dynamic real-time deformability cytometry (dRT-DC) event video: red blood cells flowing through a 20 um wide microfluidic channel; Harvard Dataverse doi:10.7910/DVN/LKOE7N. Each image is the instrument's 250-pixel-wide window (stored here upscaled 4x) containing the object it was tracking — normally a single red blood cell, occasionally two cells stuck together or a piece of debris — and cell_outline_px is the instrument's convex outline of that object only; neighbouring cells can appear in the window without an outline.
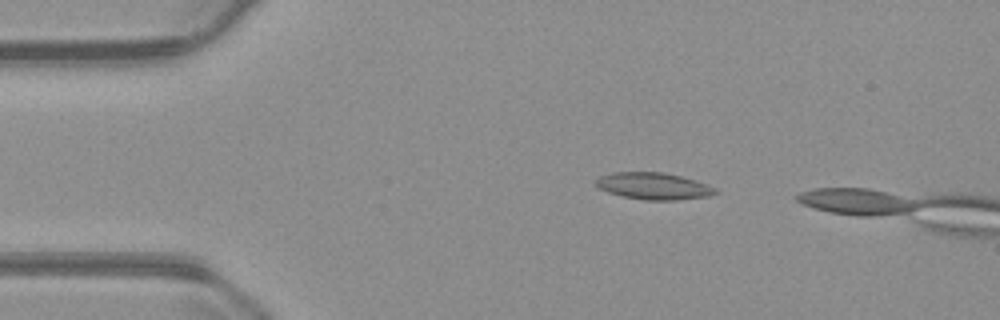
{"species": "common noctule bat (a hibernating species)", "species_latin": "Nyctalus noctula", "temperature_condition": "warm", "stored_images_in_passage": 16, "camera_frame_rate_fps": 3000, "um_per_image_px": 0.085, "animal": {"sex": "male", "body_mass_g": 23.1, "forearm_length_mm": 52.7}, "frame": {"image": 1, "passage_image": 10, "time_ms": 3.0, "image_size_px": [1000, 320], "cell_outline_px": [[720, 192], [708, 196], [676, 200], [644, 200], [624, 196], [608, 192], [600, 188], [596, 184], [596, 180], [600, 176], [612, 172], [664, 172], [696, 180], [708, 184], [716, 188]], "centroid_in_image_um": [55.6, 15.81], "position_along_channel_um": 29.4, "area_um2": 18.67}}